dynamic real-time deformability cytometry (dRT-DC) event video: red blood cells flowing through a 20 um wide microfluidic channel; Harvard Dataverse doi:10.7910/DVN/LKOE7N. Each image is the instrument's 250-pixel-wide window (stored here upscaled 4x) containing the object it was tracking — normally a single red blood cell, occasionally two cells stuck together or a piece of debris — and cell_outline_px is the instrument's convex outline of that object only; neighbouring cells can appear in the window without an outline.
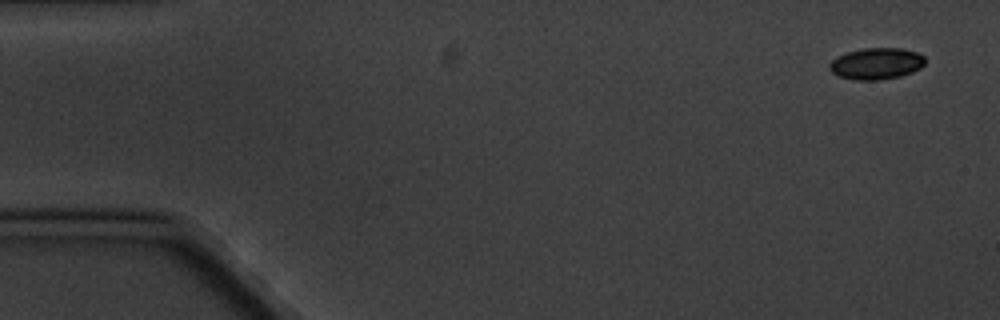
{"species": "common noctule bat (a hibernating species)", "species_latin": "Nyctalus noctula", "temperature_condition": "cold", "stored_images_in_passage": 5, "camera_frame_rate_fps": 3000, "um_per_image_px": 0.085, "animal": {"sex": "male", "body_mass_g": 20.1, "forearm_length_mm": 53.5}, "frame": {"image": 1, "passage_image": 1, "time_ms": 0.0, "image_size_px": [1000, 320], "cell_outline_px": [[924, 64], [920, 68], [912, 72], [900, 76], [880, 80], [856, 80], [840, 76], [832, 72], [828, 68], [828, 64], [836, 56], [848, 52], [864, 48], [904, 48], [916, 52], [924, 56]], "centroid_in_image_um": [74.48, 5.4], "position_along_channel_um": 10.5, "area_um2": 17.57}}
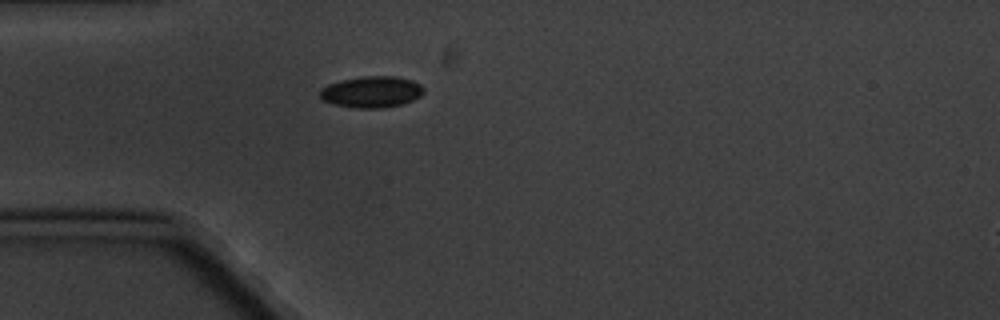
{"frame": {"image": 2, "passage_image": 5, "time_ms": 4.667, "image_size_px": [1000, 320], "cell_outline_px": [[424, 92], [420, 96], [404, 104], [384, 108], [356, 108], [336, 104], [324, 100], [320, 96], [320, 88], [328, 84], [340, 80], [364, 76], [396, 76], [412, 80], [420, 84], [424, 88]], "centroid_in_image_um": [31.61, 7.8], "position_along_channel_um": 53.4, "area_um2": 19.02}}